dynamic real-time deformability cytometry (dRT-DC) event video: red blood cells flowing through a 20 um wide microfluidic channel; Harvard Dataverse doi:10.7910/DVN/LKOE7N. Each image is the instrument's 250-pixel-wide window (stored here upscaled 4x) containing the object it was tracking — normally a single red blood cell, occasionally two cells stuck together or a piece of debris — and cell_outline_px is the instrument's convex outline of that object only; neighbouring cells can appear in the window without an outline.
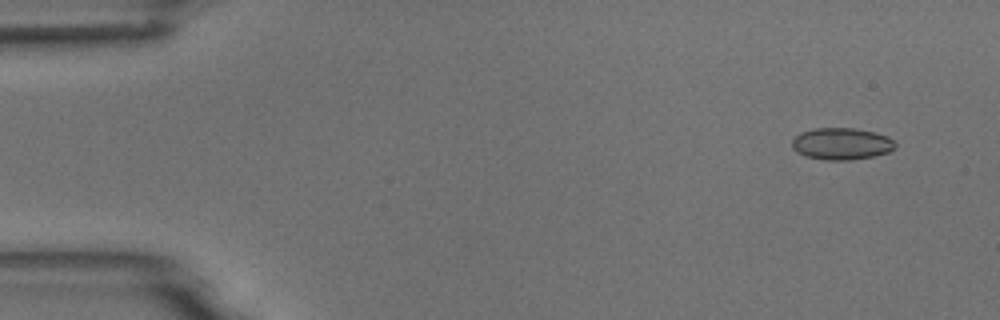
{"species": "common noctule bat (a hibernating species)", "species_latin": "Nyctalus noctula", "temperature_condition": "room temperature", "stored_images_in_passage": 6, "camera_frame_rate_fps": 3000, "um_per_image_px": 0.085, "animal": {"sex": "male", "body_mass_g": 18.8}, "frame": {"image": 1, "passage_image": 1, "time_ms": 0.0, "image_size_px": [1000, 320], "cell_outline_px": [[896, 148], [888, 152], [876, 156], [852, 160], [828, 160], [804, 156], [796, 152], [792, 148], [792, 140], [800, 132], [816, 128], [852, 128], [876, 132], [888, 136], [896, 144]], "centroid_in_image_um": [71.54, 12.22], "position_along_channel_um": 13.5, "area_um2": 19.36}}
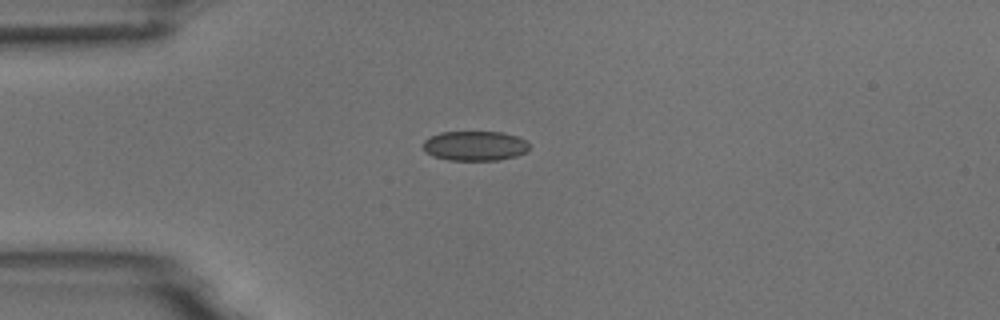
{"frame": {"image": 2, "passage_image": 4, "time_ms": 3.333, "image_size_px": [1000, 320], "cell_outline_px": [[528, 148], [524, 152], [516, 156], [500, 160], [448, 160], [432, 156], [424, 148], [424, 140], [440, 132], [500, 132], [516, 136], [524, 140], [528, 144]], "centroid_in_image_um": [40.35, 12.4], "position_along_channel_um": 44.6, "area_um2": 18.15}}
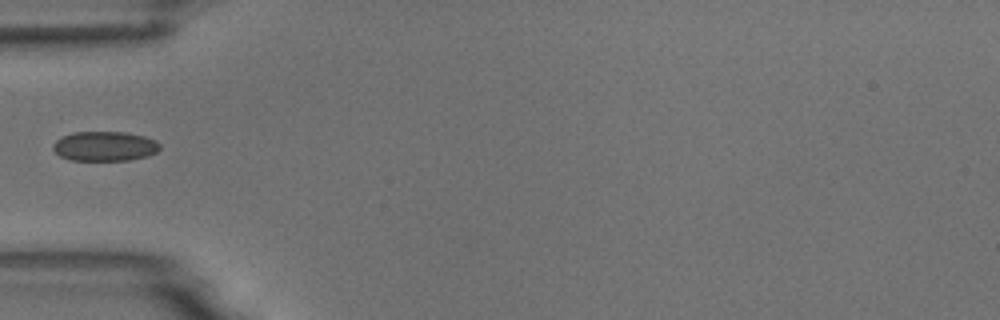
{"frame": {"image": 3, "passage_image": 5, "time_ms": 4.667, "image_size_px": [1000, 320], "cell_outline_px": [[160, 148], [156, 152], [148, 156], [128, 160], [68, 160], [60, 156], [52, 148], [52, 144], [60, 136], [72, 132], [124, 132], [144, 136], [156, 140], [160, 144]], "centroid_in_image_um": [8.87, 12.42], "position_along_channel_um": 76.1, "area_um2": 18.61}}